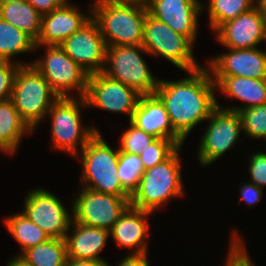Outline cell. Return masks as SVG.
Here are the masks:
<instances>
[{
    "label": "cell",
    "instance_id": "d6a6232c",
    "mask_svg": "<svg viewBox=\"0 0 266 266\" xmlns=\"http://www.w3.org/2000/svg\"><path fill=\"white\" fill-rule=\"evenodd\" d=\"M22 63L0 61V102L11 99L14 78Z\"/></svg>",
    "mask_w": 266,
    "mask_h": 266
},
{
    "label": "cell",
    "instance_id": "ffe728a7",
    "mask_svg": "<svg viewBox=\"0 0 266 266\" xmlns=\"http://www.w3.org/2000/svg\"><path fill=\"white\" fill-rule=\"evenodd\" d=\"M152 212L139 210L129 206L113 225L110 231L111 237L119 246L126 248L136 247L133 255L144 254L147 252L145 242L148 235L147 217Z\"/></svg>",
    "mask_w": 266,
    "mask_h": 266
},
{
    "label": "cell",
    "instance_id": "3957f363",
    "mask_svg": "<svg viewBox=\"0 0 266 266\" xmlns=\"http://www.w3.org/2000/svg\"><path fill=\"white\" fill-rule=\"evenodd\" d=\"M180 149L181 146L167 160L143 172L131 196V207L153 213L164 201L183 195Z\"/></svg>",
    "mask_w": 266,
    "mask_h": 266
},
{
    "label": "cell",
    "instance_id": "e575fe53",
    "mask_svg": "<svg viewBox=\"0 0 266 266\" xmlns=\"http://www.w3.org/2000/svg\"><path fill=\"white\" fill-rule=\"evenodd\" d=\"M249 173L252 183L263 189L266 186V153L258 152L249 159Z\"/></svg>",
    "mask_w": 266,
    "mask_h": 266
},
{
    "label": "cell",
    "instance_id": "8fae6325",
    "mask_svg": "<svg viewBox=\"0 0 266 266\" xmlns=\"http://www.w3.org/2000/svg\"><path fill=\"white\" fill-rule=\"evenodd\" d=\"M208 120L210 124L204 132L198 150V161L202 166L211 164L232 148L243 130L239 113L224 109L219 103Z\"/></svg>",
    "mask_w": 266,
    "mask_h": 266
},
{
    "label": "cell",
    "instance_id": "30bf717a",
    "mask_svg": "<svg viewBox=\"0 0 266 266\" xmlns=\"http://www.w3.org/2000/svg\"><path fill=\"white\" fill-rule=\"evenodd\" d=\"M73 202L72 221L111 231L130 206L131 197H119L83 188Z\"/></svg>",
    "mask_w": 266,
    "mask_h": 266
},
{
    "label": "cell",
    "instance_id": "6da1fadb",
    "mask_svg": "<svg viewBox=\"0 0 266 266\" xmlns=\"http://www.w3.org/2000/svg\"><path fill=\"white\" fill-rule=\"evenodd\" d=\"M178 81L159 80L155 94L164 103L174 131L183 139L217 107L216 84L208 68Z\"/></svg>",
    "mask_w": 266,
    "mask_h": 266
},
{
    "label": "cell",
    "instance_id": "52a82bcc",
    "mask_svg": "<svg viewBox=\"0 0 266 266\" xmlns=\"http://www.w3.org/2000/svg\"><path fill=\"white\" fill-rule=\"evenodd\" d=\"M138 51L146 53L142 45L107 47L105 66L102 72L135 89L141 95H153L159 80L150 72Z\"/></svg>",
    "mask_w": 266,
    "mask_h": 266
},
{
    "label": "cell",
    "instance_id": "1f68e13d",
    "mask_svg": "<svg viewBox=\"0 0 266 266\" xmlns=\"http://www.w3.org/2000/svg\"><path fill=\"white\" fill-rule=\"evenodd\" d=\"M130 128L122 133L119 152L140 155L157 137L146 133L129 122Z\"/></svg>",
    "mask_w": 266,
    "mask_h": 266
},
{
    "label": "cell",
    "instance_id": "7c38bea8",
    "mask_svg": "<svg viewBox=\"0 0 266 266\" xmlns=\"http://www.w3.org/2000/svg\"><path fill=\"white\" fill-rule=\"evenodd\" d=\"M140 96L141 94L135 89L101 71L89 75L84 99L87 106H96L111 112L127 113L130 122Z\"/></svg>",
    "mask_w": 266,
    "mask_h": 266
},
{
    "label": "cell",
    "instance_id": "83f0119b",
    "mask_svg": "<svg viewBox=\"0 0 266 266\" xmlns=\"http://www.w3.org/2000/svg\"><path fill=\"white\" fill-rule=\"evenodd\" d=\"M254 0H209L210 26L217 30L222 24L254 8Z\"/></svg>",
    "mask_w": 266,
    "mask_h": 266
},
{
    "label": "cell",
    "instance_id": "b9f144b4",
    "mask_svg": "<svg viewBox=\"0 0 266 266\" xmlns=\"http://www.w3.org/2000/svg\"><path fill=\"white\" fill-rule=\"evenodd\" d=\"M112 2H126V3H139L143 5H147L149 0H109Z\"/></svg>",
    "mask_w": 266,
    "mask_h": 266
},
{
    "label": "cell",
    "instance_id": "f546056e",
    "mask_svg": "<svg viewBox=\"0 0 266 266\" xmlns=\"http://www.w3.org/2000/svg\"><path fill=\"white\" fill-rule=\"evenodd\" d=\"M180 146L171 139L157 138L139 155L144 170L167 160Z\"/></svg>",
    "mask_w": 266,
    "mask_h": 266
},
{
    "label": "cell",
    "instance_id": "5b68a950",
    "mask_svg": "<svg viewBox=\"0 0 266 266\" xmlns=\"http://www.w3.org/2000/svg\"><path fill=\"white\" fill-rule=\"evenodd\" d=\"M83 188L119 197H131L119 180V149L116 151L97 132L82 149Z\"/></svg>",
    "mask_w": 266,
    "mask_h": 266
},
{
    "label": "cell",
    "instance_id": "d4e9b609",
    "mask_svg": "<svg viewBox=\"0 0 266 266\" xmlns=\"http://www.w3.org/2000/svg\"><path fill=\"white\" fill-rule=\"evenodd\" d=\"M31 266H65L67 250L65 239L51 238L30 247L21 255Z\"/></svg>",
    "mask_w": 266,
    "mask_h": 266
},
{
    "label": "cell",
    "instance_id": "7a4b0ae2",
    "mask_svg": "<svg viewBox=\"0 0 266 266\" xmlns=\"http://www.w3.org/2000/svg\"><path fill=\"white\" fill-rule=\"evenodd\" d=\"M90 10L105 44L142 45L147 6L139 3L96 0Z\"/></svg>",
    "mask_w": 266,
    "mask_h": 266
},
{
    "label": "cell",
    "instance_id": "ba28073f",
    "mask_svg": "<svg viewBox=\"0 0 266 266\" xmlns=\"http://www.w3.org/2000/svg\"><path fill=\"white\" fill-rule=\"evenodd\" d=\"M142 46L147 54L160 55L184 71L201 68L192 53L193 43L149 13L144 22Z\"/></svg>",
    "mask_w": 266,
    "mask_h": 266
},
{
    "label": "cell",
    "instance_id": "9a60e30c",
    "mask_svg": "<svg viewBox=\"0 0 266 266\" xmlns=\"http://www.w3.org/2000/svg\"><path fill=\"white\" fill-rule=\"evenodd\" d=\"M148 13L187 37L193 44L197 33V19L203 6L194 0H149Z\"/></svg>",
    "mask_w": 266,
    "mask_h": 266
},
{
    "label": "cell",
    "instance_id": "ab89813d",
    "mask_svg": "<svg viewBox=\"0 0 266 266\" xmlns=\"http://www.w3.org/2000/svg\"><path fill=\"white\" fill-rule=\"evenodd\" d=\"M7 266H31V265L25 259H23V257L17 255L8 262Z\"/></svg>",
    "mask_w": 266,
    "mask_h": 266
},
{
    "label": "cell",
    "instance_id": "74e56055",
    "mask_svg": "<svg viewBox=\"0 0 266 266\" xmlns=\"http://www.w3.org/2000/svg\"><path fill=\"white\" fill-rule=\"evenodd\" d=\"M147 254L131 255L124 257L119 266H149ZM107 266H109L107 264Z\"/></svg>",
    "mask_w": 266,
    "mask_h": 266
},
{
    "label": "cell",
    "instance_id": "44dd1931",
    "mask_svg": "<svg viewBox=\"0 0 266 266\" xmlns=\"http://www.w3.org/2000/svg\"><path fill=\"white\" fill-rule=\"evenodd\" d=\"M71 226H74L72 235L65 236L67 257L106 262L98 254L106 245L110 232L76 221H72Z\"/></svg>",
    "mask_w": 266,
    "mask_h": 266
},
{
    "label": "cell",
    "instance_id": "60d3db41",
    "mask_svg": "<svg viewBox=\"0 0 266 266\" xmlns=\"http://www.w3.org/2000/svg\"><path fill=\"white\" fill-rule=\"evenodd\" d=\"M256 4H254V7L258 9L263 15L266 14V0H257L254 1Z\"/></svg>",
    "mask_w": 266,
    "mask_h": 266
},
{
    "label": "cell",
    "instance_id": "4316f807",
    "mask_svg": "<svg viewBox=\"0 0 266 266\" xmlns=\"http://www.w3.org/2000/svg\"><path fill=\"white\" fill-rule=\"evenodd\" d=\"M34 47L35 41L29 35L0 17V61H12L10 57Z\"/></svg>",
    "mask_w": 266,
    "mask_h": 266
},
{
    "label": "cell",
    "instance_id": "603a6c76",
    "mask_svg": "<svg viewBox=\"0 0 266 266\" xmlns=\"http://www.w3.org/2000/svg\"><path fill=\"white\" fill-rule=\"evenodd\" d=\"M33 132L11 100L0 102V150L14 153L24 134Z\"/></svg>",
    "mask_w": 266,
    "mask_h": 266
},
{
    "label": "cell",
    "instance_id": "8992f818",
    "mask_svg": "<svg viewBox=\"0 0 266 266\" xmlns=\"http://www.w3.org/2000/svg\"><path fill=\"white\" fill-rule=\"evenodd\" d=\"M59 97L50 107L53 148L76 154L98 132L94 127L82 128L80 108L86 105L84 97ZM77 98V99H76Z\"/></svg>",
    "mask_w": 266,
    "mask_h": 266
},
{
    "label": "cell",
    "instance_id": "f1b7e54d",
    "mask_svg": "<svg viewBox=\"0 0 266 266\" xmlns=\"http://www.w3.org/2000/svg\"><path fill=\"white\" fill-rule=\"evenodd\" d=\"M144 171L139 155L119 152L117 174L122 187L131 196L137 190Z\"/></svg>",
    "mask_w": 266,
    "mask_h": 266
},
{
    "label": "cell",
    "instance_id": "d6986e66",
    "mask_svg": "<svg viewBox=\"0 0 266 266\" xmlns=\"http://www.w3.org/2000/svg\"><path fill=\"white\" fill-rule=\"evenodd\" d=\"M157 138H168L182 146L184 140L174 131L164 103L156 95H141L130 121Z\"/></svg>",
    "mask_w": 266,
    "mask_h": 266
},
{
    "label": "cell",
    "instance_id": "4dcf8cb0",
    "mask_svg": "<svg viewBox=\"0 0 266 266\" xmlns=\"http://www.w3.org/2000/svg\"><path fill=\"white\" fill-rule=\"evenodd\" d=\"M238 113L246 135L255 139L266 138V104L243 109Z\"/></svg>",
    "mask_w": 266,
    "mask_h": 266
},
{
    "label": "cell",
    "instance_id": "836d02e7",
    "mask_svg": "<svg viewBox=\"0 0 266 266\" xmlns=\"http://www.w3.org/2000/svg\"><path fill=\"white\" fill-rule=\"evenodd\" d=\"M233 235L230 245V251L228 252L229 255L227 257V262L225 263V266H254V264L251 262L249 255L247 254V251L245 250V246L241 239L238 237V233Z\"/></svg>",
    "mask_w": 266,
    "mask_h": 266
},
{
    "label": "cell",
    "instance_id": "ee69618b",
    "mask_svg": "<svg viewBox=\"0 0 266 266\" xmlns=\"http://www.w3.org/2000/svg\"><path fill=\"white\" fill-rule=\"evenodd\" d=\"M264 34H265V40H266V14L264 15Z\"/></svg>",
    "mask_w": 266,
    "mask_h": 266
},
{
    "label": "cell",
    "instance_id": "484cf974",
    "mask_svg": "<svg viewBox=\"0 0 266 266\" xmlns=\"http://www.w3.org/2000/svg\"><path fill=\"white\" fill-rule=\"evenodd\" d=\"M8 231L22 246V253L30 247L45 243L49 235L32 222L24 213H17L5 220Z\"/></svg>",
    "mask_w": 266,
    "mask_h": 266
},
{
    "label": "cell",
    "instance_id": "ac0fdd59",
    "mask_svg": "<svg viewBox=\"0 0 266 266\" xmlns=\"http://www.w3.org/2000/svg\"><path fill=\"white\" fill-rule=\"evenodd\" d=\"M77 8L67 4V1L59 8L42 16L41 30L35 47L44 45H60L72 34L78 31L92 16L81 14Z\"/></svg>",
    "mask_w": 266,
    "mask_h": 266
},
{
    "label": "cell",
    "instance_id": "277c9868",
    "mask_svg": "<svg viewBox=\"0 0 266 266\" xmlns=\"http://www.w3.org/2000/svg\"><path fill=\"white\" fill-rule=\"evenodd\" d=\"M58 98L33 65L27 63L19 66L10 100L32 131L48 115L50 107Z\"/></svg>",
    "mask_w": 266,
    "mask_h": 266
},
{
    "label": "cell",
    "instance_id": "f35d334b",
    "mask_svg": "<svg viewBox=\"0 0 266 266\" xmlns=\"http://www.w3.org/2000/svg\"><path fill=\"white\" fill-rule=\"evenodd\" d=\"M107 264L108 262H99L94 260L75 259L68 257L65 262V266H107Z\"/></svg>",
    "mask_w": 266,
    "mask_h": 266
},
{
    "label": "cell",
    "instance_id": "9c48e42d",
    "mask_svg": "<svg viewBox=\"0 0 266 266\" xmlns=\"http://www.w3.org/2000/svg\"><path fill=\"white\" fill-rule=\"evenodd\" d=\"M29 64L43 75L58 97H71L66 92L74 89L78 97L85 96L89 74L59 45H47L45 58Z\"/></svg>",
    "mask_w": 266,
    "mask_h": 266
},
{
    "label": "cell",
    "instance_id": "7402d4cb",
    "mask_svg": "<svg viewBox=\"0 0 266 266\" xmlns=\"http://www.w3.org/2000/svg\"><path fill=\"white\" fill-rule=\"evenodd\" d=\"M216 89L229 96L245 102L244 107L227 108L239 112L240 110L266 104V79H253L240 76H212ZM228 96V97H227Z\"/></svg>",
    "mask_w": 266,
    "mask_h": 266
},
{
    "label": "cell",
    "instance_id": "8d00e7d4",
    "mask_svg": "<svg viewBox=\"0 0 266 266\" xmlns=\"http://www.w3.org/2000/svg\"><path fill=\"white\" fill-rule=\"evenodd\" d=\"M40 14L45 15L62 6L67 0H26Z\"/></svg>",
    "mask_w": 266,
    "mask_h": 266
},
{
    "label": "cell",
    "instance_id": "cb8c5ba5",
    "mask_svg": "<svg viewBox=\"0 0 266 266\" xmlns=\"http://www.w3.org/2000/svg\"><path fill=\"white\" fill-rule=\"evenodd\" d=\"M42 16L26 0L0 6V17L19 30L24 31L34 41L38 39L40 34Z\"/></svg>",
    "mask_w": 266,
    "mask_h": 266
},
{
    "label": "cell",
    "instance_id": "7bdbcfd3",
    "mask_svg": "<svg viewBox=\"0 0 266 266\" xmlns=\"http://www.w3.org/2000/svg\"><path fill=\"white\" fill-rule=\"evenodd\" d=\"M19 1H22V0H0V6L4 5V4H7V3L19 2Z\"/></svg>",
    "mask_w": 266,
    "mask_h": 266
},
{
    "label": "cell",
    "instance_id": "5bb4252c",
    "mask_svg": "<svg viewBox=\"0 0 266 266\" xmlns=\"http://www.w3.org/2000/svg\"><path fill=\"white\" fill-rule=\"evenodd\" d=\"M59 46L89 75L103 71L107 46L92 18Z\"/></svg>",
    "mask_w": 266,
    "mask_h": 266
},
{
    "label": "cell",
    "instance_id": "4fadbf2b",
    "mask_svg": "<svg viewBox=\"0 0 266 266\" xmlns=\"http://www.w3.org/2000/svg\"><path fill=\"white\" fill-rule=\"evenodd\" d=\"M24 213L38 225L50 238L65 239L73 217L51 192L34 189L25 198Z\"/></svg>",
    "mask_w": 266,
    "mask_h": 266
},
{
    "label": "cell",
    "instance_id": "e0dca14e",
    "mask_svg": "<svg viewBox=\"0 0 266 266\" xmlns=\"http://www.w3.org/2000/svg\"><path fill=\"white\" fill-rule=\"evenodd\" d=\"M215 32L218 42L227 49L255 48L265 40L264 15L254 7L222 24Z\"/></svg>",
    "mask_w": 266,
    "mask_h": 266
},
{
    "label": "cell",
    "instance_id": "d590c367",
    "mask_svg": "<svg viewBox=\"0 0 266 266\" xmlns=\"http://www.w3.org/2000/svg\"><path fill=\"white\" fill-rule=\"evenodd\" d=\"M240 196L247 205L257 204L262 198V188L254 183H246L241 187Z\"/></svg>",
    "mask_w": 266,
    "mask_h": 266
},
{
    "label": "cell",
    "instance_id": "2e32d148",
    "mask_svg": "<svg viewBox=\"0 0 266 266\" xmlns=\"http://www.w3.org/2000/svg\"><path fill=\"white\" fill-rule=\"evenodd\" d=\"M229 50L228 53L209 61L208 69L213 76L266 79V51H261L257 47Z\"/></svg>",
    "mask_w": 266,
    "mask_h": 266
}]
</instances>
